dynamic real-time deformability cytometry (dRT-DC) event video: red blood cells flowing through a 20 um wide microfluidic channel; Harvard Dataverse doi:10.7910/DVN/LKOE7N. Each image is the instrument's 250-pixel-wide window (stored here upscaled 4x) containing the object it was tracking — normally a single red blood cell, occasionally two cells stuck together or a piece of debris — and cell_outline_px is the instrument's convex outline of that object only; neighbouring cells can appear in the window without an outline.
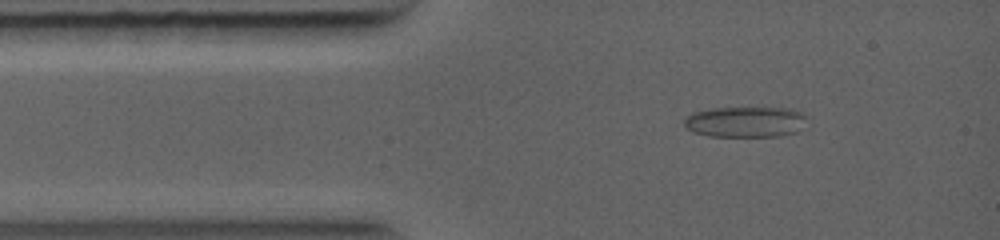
{"species": "common noctule bat (a hibernating species)", "species_latin": "Nyctalus noctula", "temperature_condition": "warm", "stored_images_in_passage": 57, "segment_of_instrument_passage": [1, 2], "camera_frame_rate_fps": 5000, "um_per_image_px": 0.085, "animal": {"sex": "female", "body_mass_g": 19.0, "forearm_length_mm": 56.7}, "frame": {"image": 1, "passage_image": 4, "time_ms": 0.6, "image_size_px": [1000, 240], "cell_outline_px": [[808, 116], [796, 132], [780, 136], [708, 136], [692, 132], [684, 124], [684, 116], [692, 112], [712, 108], [792, 108]], "centroid_in_image_um": [63.32, 10.35], "position_along_channel_um": 21.7, "area_um2": 22.02}}
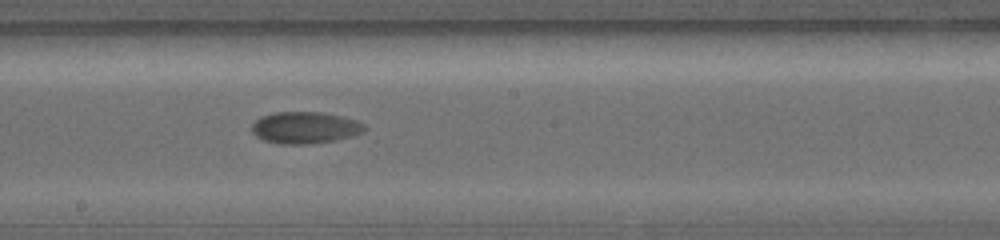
{"frame": {"image": 2, "passage_image": 27, "time_ms": 5.2, "image_size_px": [1000, 240], "cell_outline_px": [[368, 128], [364, 132], [352, 136], [336, 140], [308, 144], [280, 144], [264, 140], [256, 136], [252, 132], [252, 124], [260, 116], [272, 112], [324, 112], [344, 116], [356, 120], [364, 124]], "centroid_in_image_um": [25.95, 10.84], "position_along_channel_um": 222.3, "area_um2": 21.15}}
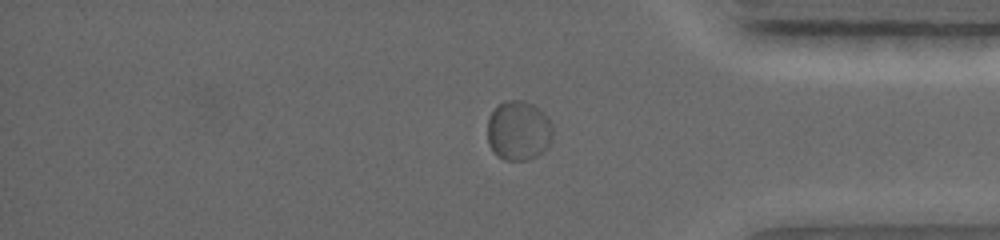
{"frame": {"image": 3, "passage_image": 45, "time_ms": 8.8, "image_size_px": [1000, 240], "cell_outline_px": [[552, 140], [548, 148], [536, 156], [528, 160], [504, 160], [496, 156], [492, 152], [488, 144], [488, 116], [496, 104], [504, 100], [524, 100], [540, 108], [548, 116], [552, 124]], "centroid_in_image_um": [44.07, 11.09], "position_along_channel_um": 391.1, "area_um2": 23.41}}